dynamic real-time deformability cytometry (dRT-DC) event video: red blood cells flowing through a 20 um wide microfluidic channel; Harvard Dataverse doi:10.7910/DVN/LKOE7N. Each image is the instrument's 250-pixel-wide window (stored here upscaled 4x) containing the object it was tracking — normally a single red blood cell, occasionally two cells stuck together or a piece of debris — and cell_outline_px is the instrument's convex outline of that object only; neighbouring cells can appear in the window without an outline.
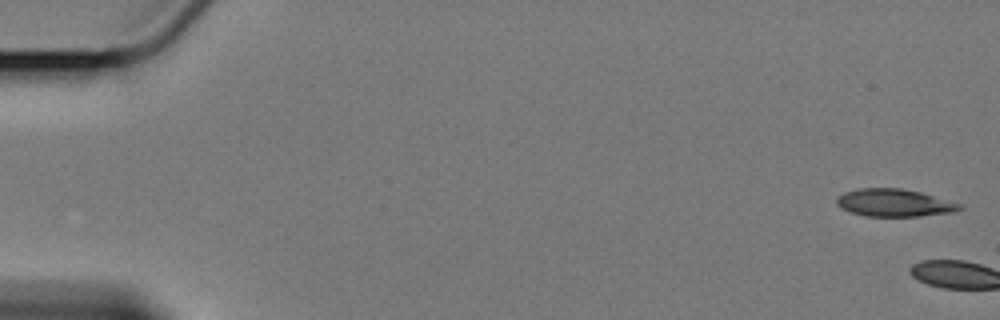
{"species": "Egyptian fruit bat (a non-hibernating species)", "species_latin": "Rousettus aegyptiacus", "temperature_condition": "cold", "stored_images_in_passage": 6, "camera_frame_rate_fps": 3000, "um_per_image_px": 0.085, "animal": {"sex": "female"}, "frame": {"image": 1, "passage_image": 1, "time_ms": 0.0, "image_size_px": [1000, 320], "cell_outline_px": [[964, 208], [952, 212], [920, 216], [864, 216], [840, 208], [836, 204], [836, 200], [844, 192], [860, 188], [900, 188], [920, 192], [960, 204]], "centroid_in_image_um": [75.98, 17.24], "position_along_channel_um": 9.0, "area_um2": 19.54}}
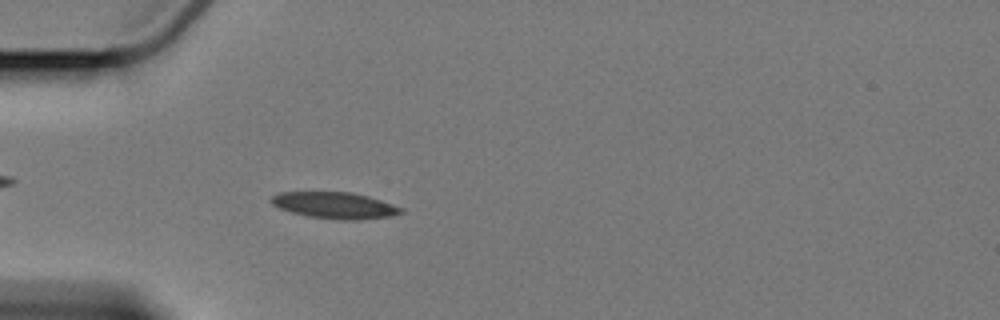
{"frame": {"image": 2, "passage_image": 6, "time_ms": 6.667, "image_size_px": [1000, 320], "cell_outline_px": [[404, 212], [392, 216], [360, 220], [340, 220], [308, 216], [292, 212], [280, 208], [272, 204], [268, 200], [272, 196], [280, 192], [352, 192], [368, 196], [404, 208]], "centroid_in_image_um": [28.47, 17.46], "position_along_channel_um": 56.5, "area_um2": 20.06}}